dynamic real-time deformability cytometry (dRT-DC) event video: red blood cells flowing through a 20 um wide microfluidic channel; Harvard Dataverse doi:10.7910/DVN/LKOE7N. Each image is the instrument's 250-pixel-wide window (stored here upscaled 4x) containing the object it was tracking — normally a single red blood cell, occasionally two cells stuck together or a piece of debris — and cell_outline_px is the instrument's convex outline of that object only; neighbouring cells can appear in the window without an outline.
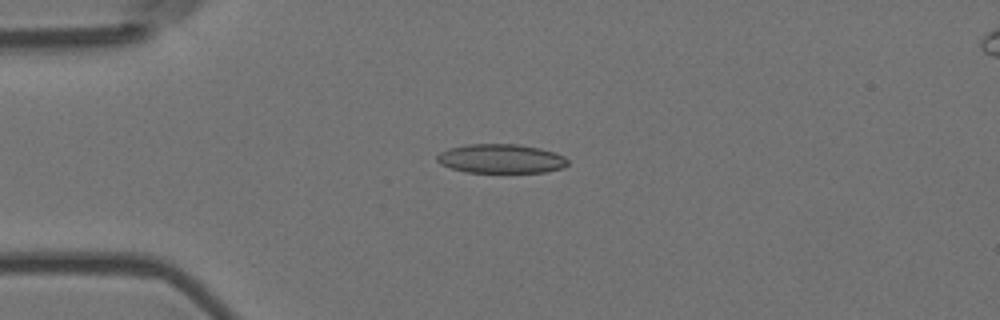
{"species": "Egyptian fruit bat (a non-hibernating species)", "species_latin": "Rousettus aegyptiacus", "temperature_condition": "room temperature", "stored_images_in_passage": 8, "camera_frame_rate_fps": 3000, "um_per_image_px": 0.085, "animal": {"sex": "female"}, "frame": {"image": 1, "passage_image": 4, "time_ms": 1.0, "image_size_px": [1000, 320], "cell_outline_px": [[568, 164], [564, 168], [544, 172], [464, 172], [440, 164], [436, 160], [436, 156], [440, 152], [448, 148], [468, 144], [516, 144], [540, 148], [564, 156], [568, 160]], "centroid_in_image_um": [42.57, 13.49], "position_along_channel_um": 42.4, "area_um2": 22.2}}
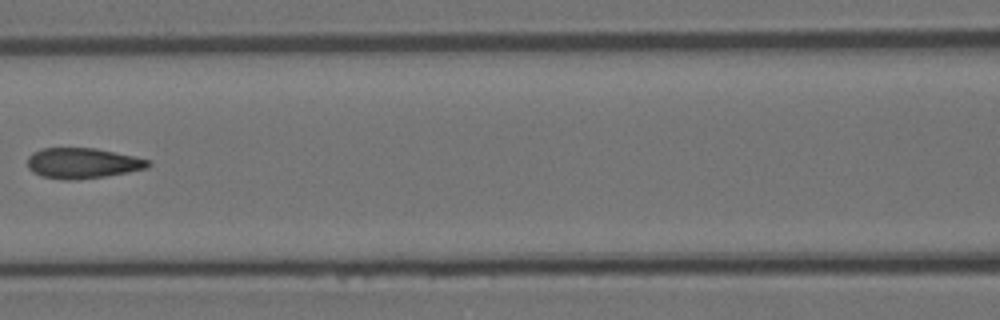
{"frame": {"image": 2, "passage_image": 7, "time_ms": 2.0, "image_size_px": [1000, 320], "cell_outline_px": [[152, 164], [148, 168], [128, 172], [104, 176], [72, 180], [64, 180], [40, 176], [32, 172], [28, 168], [28, 156], [32, 152], [40, 148], [96, 148], [136, 156], [148, 160]], "centroid_in_image_um": [7.0, 13.86], "position_along_channel_um": 159.6, "area_um2": 21.62}}
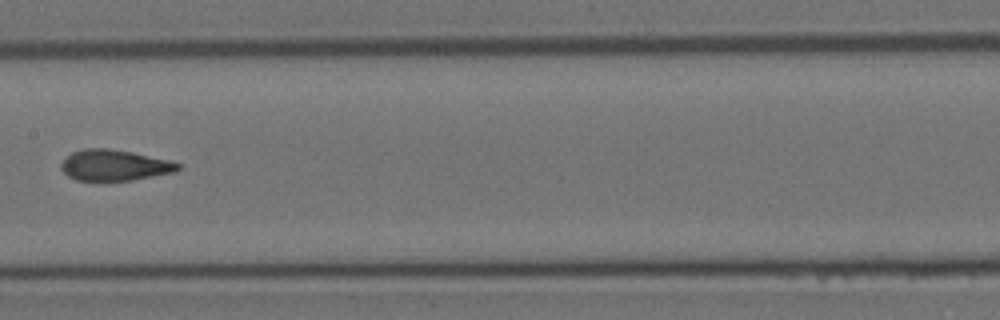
{"frame": {"image": 3, "passage_image": 8, "time_ms": 2.333, "image_size_px": [1000, 320], "cell_outline_px": [[180, 168], [176, 172], [132, 180], [76, 180], [68, 176], [60, 168], [60, 164], [72, 152], [84, 148], [108, 148], [132, 152], [172, 160], [180, 164]], "centroid_in_image_um": [9.75, 14.04], "position_along_channel_um": 197.6, "area_um2": 21.1}}